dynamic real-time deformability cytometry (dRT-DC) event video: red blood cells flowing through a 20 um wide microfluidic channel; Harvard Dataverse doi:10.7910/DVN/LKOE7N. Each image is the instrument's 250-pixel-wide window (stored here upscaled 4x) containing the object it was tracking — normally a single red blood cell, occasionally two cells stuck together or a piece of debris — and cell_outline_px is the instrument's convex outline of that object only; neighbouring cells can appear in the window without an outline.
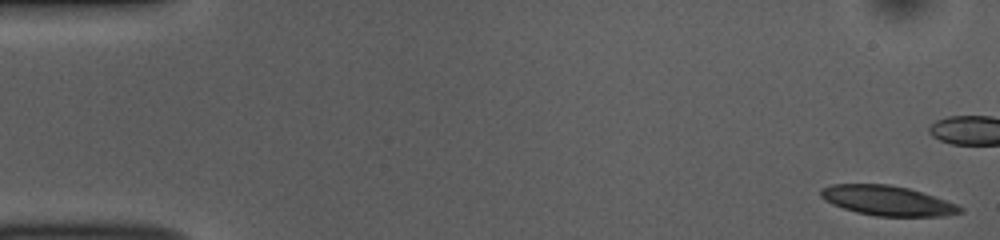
{"species": "common noctule bat (a hibernating species)", "species_latin": "Nyctalus noctula", "temperature_condition": "room temperature", "stored_images_in_passage": 52, "camera_frame_rate_fps": 3000, "um_per_image_px": 0.085, "animal": {"sex": "female", "body_mass_g": 10.0, "forearm_length_mm": 53.1}, "frame": {"image": 1, "passage_image": 1, "time_ms": 0.0, "image_size_px": [1000, 240], "cell_outline_px": [[964, 212], [944, 216], [876, 216], [856, 212], [832, 204], [820, 196], [820, 188], [832, 184], [888, 184], [908, 188], [956, 204], [964, 208]], "centroid_in_image_um": [75.41, 17.05], "position_along_channel_um": 9.6, "area_um2": 24.04}}
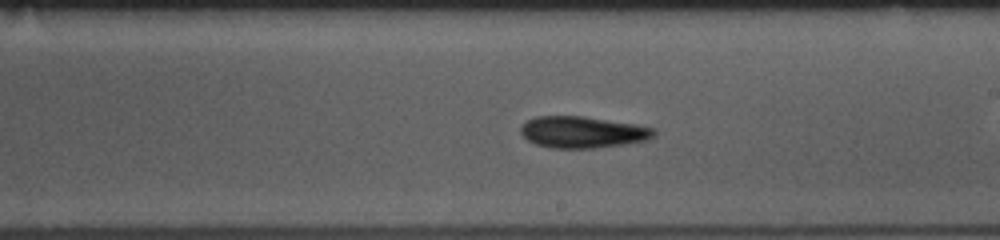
{"frame": {"image": 2, "passage_image": 29, "time_ms": 9.333, "image_size_px": [1000, 240], "cell_outline_px": [[656, 136], [648, 140], [624, 144], [596, 148], [552, 148], [536, 144], [528, 140], [520, 132], [520, 128], [528, 120], [536, 116], [584, 116], [636, 124], [656, 128]], "centroid_in_image_um": [49.57, 11.23], "position_along_channel_um": 239.4, "area_um2": 24.62}}
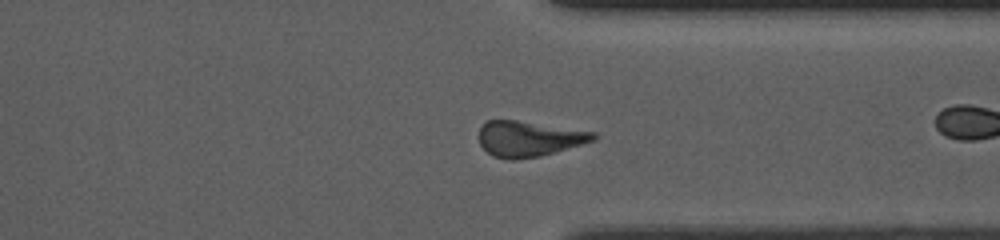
{"frame": {"image": 3, "passage_image": 39, "time_ms": 12.667, "image_size_px": [1000, 240], "cell_outline_px": [[596, 140], [540, 156], [516, 160], [508, 160], [492, 156], [480, 144], [480, 128], [484, 120], [516, 120], [596, 132]], "centroid_in_image_um": [44.94, 11.79], "position_along_channel_um": 366.5, "area_um2": 23.64}, "authors_computed_cell_mechanics": {"area_um2": 24.5072, "velocity_mm_per_s": 3.8216, "shape_relaxation_time_tau1_ms": 4.1155, "shape_relaxation_time_tau2_ms": null, "deformation_change_tau1": 0.0954, "deformation_change_tau2": null}}